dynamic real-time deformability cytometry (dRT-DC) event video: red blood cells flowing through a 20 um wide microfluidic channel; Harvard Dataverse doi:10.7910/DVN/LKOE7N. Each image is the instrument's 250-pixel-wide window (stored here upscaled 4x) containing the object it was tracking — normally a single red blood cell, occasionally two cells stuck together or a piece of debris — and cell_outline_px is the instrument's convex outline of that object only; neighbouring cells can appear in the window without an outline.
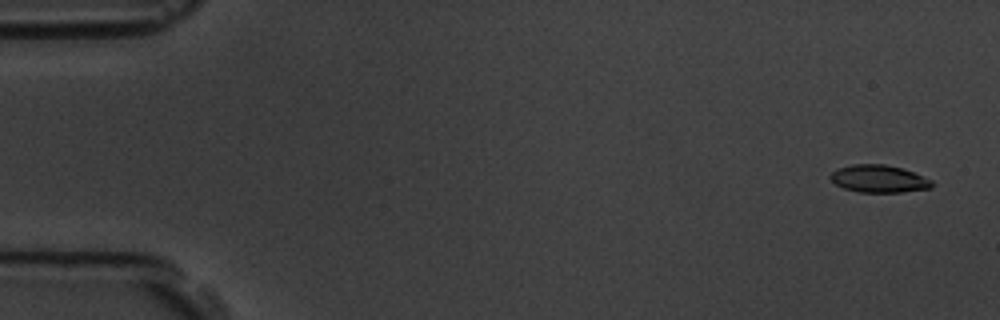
{"species": "common noctule bat (a hibernating species)", "species_latin": "Nyctalus noctula", "temperature_condition": "room temperature", "stored_images_in_passage": 5, "camera_frame_rate_fps": 3000, "um_per_image_px": 0.085, "animal": {"sex": "male", "body_mass_g": 19.5, "forearm_length_mm": 54.6}, "frame": {"image": 1, "passage_image": 1, "time_ms": 0.0, "image_size_px": [1000, 320], "cell_outline_px": [[936, 184], [932, 188], [900, 192], [860, 192], [844, 188], [836, 184], [828, 176], [836, 168], [852, 164], [884, 164], [900, 168], [912, 172], [932, 180]], "centroid_in_image_um": [74.7, 15.19], "position_along_channel_um": 10.3, "area_um2": 16.24}}
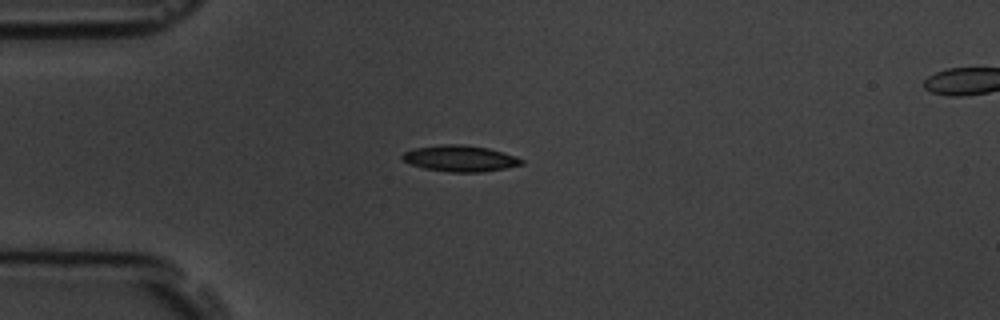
{"frame": {"image": 2, "passage_image": 4, "time_ms": 4.0, "image_size_px": [1000, 320], "cell_outline_px": [[524, 164], [504, 168], [480, 172], [448, 172], [424, 168], [412, 164], [404, 160], [400, 156], [404, 152], [412, 148], [440, 144], [468, 144], [488, 148], [516, 156], [524, 160]], "centroid_in_image_um": [39.1, 13.45], "position_along_channel_um": 45.9, "area_um2": 18.26}}